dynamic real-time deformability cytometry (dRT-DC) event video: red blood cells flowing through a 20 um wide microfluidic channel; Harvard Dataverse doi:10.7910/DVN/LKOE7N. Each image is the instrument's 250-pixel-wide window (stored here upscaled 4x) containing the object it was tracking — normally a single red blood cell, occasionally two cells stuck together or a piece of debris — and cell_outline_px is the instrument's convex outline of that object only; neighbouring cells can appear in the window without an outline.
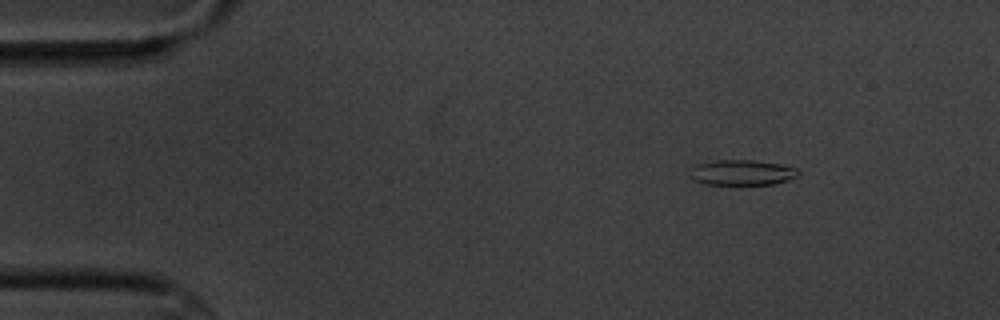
{"species": "common noctule bat (a hibernating species)", "species_latin": "Nyctalus noctula", "temperature_condition": "cold", "stored_images_in_passage": 4, "segment_of_instrument_passage": [2, 2], "camera_frame_rate_fps": 3000, "um_per_image_px": 0.085, "animal": {"sex": "male", "body_mass_g": 20.1, "forearm_length_mm": 53.5}, "frame": {"image": 1, "passage_image": 4, "time_ms": 4.333, "image_size_px": [1000, 320], "cell_outline_px": [[800, 176], [788, 180], [772, 184], [704, 184], [692, 180], [688, 176], [688, 168], [696, 164], [716, 160], [752, 160], [780, 164], [800, 168]], "centroid_in_image_um": [63.04, 14.66], "position_along_channel_um": 22.0, "area_um2": 16.42}}